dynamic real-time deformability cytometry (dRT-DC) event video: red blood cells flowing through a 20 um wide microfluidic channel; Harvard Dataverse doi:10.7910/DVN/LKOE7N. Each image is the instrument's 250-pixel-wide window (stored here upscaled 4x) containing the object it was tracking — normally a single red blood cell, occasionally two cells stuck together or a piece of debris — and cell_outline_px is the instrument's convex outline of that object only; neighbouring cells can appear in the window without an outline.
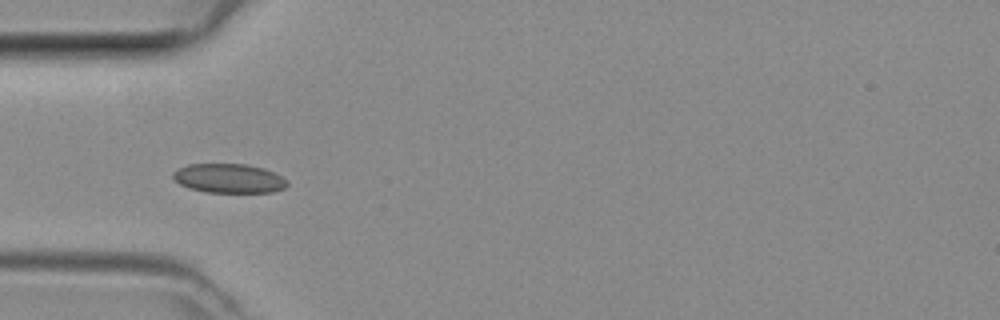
{"species": "common noctule bat (a hibernating species)", "species_latin": "Nyctalus noctula", "temperature_condition": "room temperature", "stored_images_in_passage": 5, "camera_frame_rate_fps": 3000, "um_per_image_px": 0.085, "animal": {"sex": "female", "body_mass_g": 29.2, "forearm_length_mm": 56.3}, "frame": {"image": 1, "passage_image": 4, "time_ms": 1.0, "image_size_px": [1000, 320], "cell_outline_px": [[288, 184], [284, 188], [272, 192], [208, 192], [188, 188], [180, 184], [172, 176], [172, 172], [188, 164], [248, 164], [264, 168], [280, 176]], "centroid_in_image_um": [19.43, 15.15], "position_along_channel_um": 65.6, "area_um2": 19.25}}
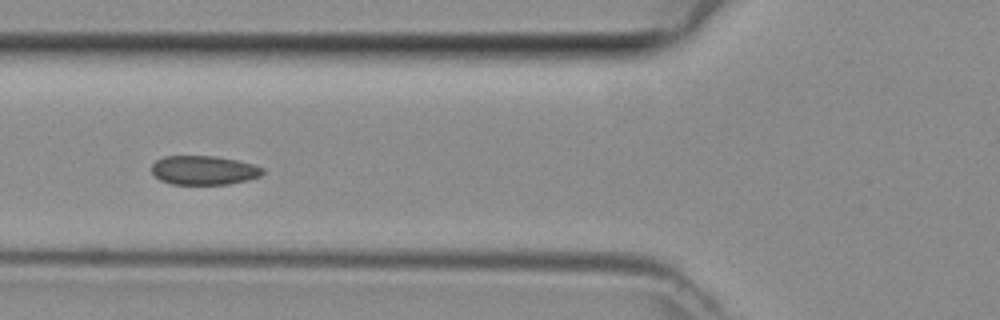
{"frame": {"image": 2, "passage_image": 5, "time_ms": 1.333, "image_size_px": [1000, 320], "cell_outline_px": [[264, 172], [260, 176], [248, 180], [228, 184], [172, 184], [160, 180], [152, 172], [152, 164], [156, 160], [164, 156], [216, 156], [236, 160], [252, 164], [264, 168]], "centroid_in_image_um": [17.33, 14.47], "position_along_channel_um": 108.5, "area_um2": 18.79}}